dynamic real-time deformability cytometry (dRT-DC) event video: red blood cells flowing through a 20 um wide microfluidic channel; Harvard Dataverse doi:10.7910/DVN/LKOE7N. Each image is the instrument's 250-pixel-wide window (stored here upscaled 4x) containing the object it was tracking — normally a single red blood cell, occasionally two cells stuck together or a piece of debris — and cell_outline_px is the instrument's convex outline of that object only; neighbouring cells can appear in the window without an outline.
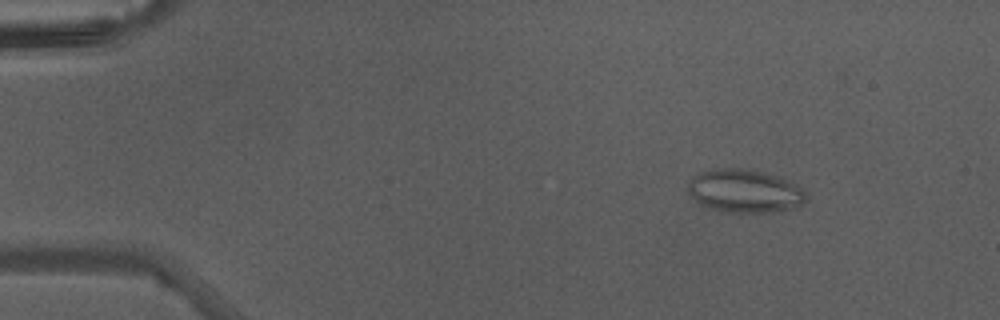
{"species": "Egyptian fruit bat (a non-hibernating species)", "species_latin": "Rousettus aegyptiacus", "temperature_condition": "warm", "stored_images_in_passage": 46, "camera_frame_rate_fps": 3000, "um_per_image_px": 0.085, "animal": {"sex": "male"}, "frame": {"image": 1, "passage_image": 7, "time_ms": 2.0, "image_size_px": [1000, 320], "cell_outline_px": [[808, 200], [796, 208], [772, 212], [728, 212], [708, 208], [696, 200], [688, 192], [688, 180], [692, 176], [700, 172], [720, 168], [744, 168], [776, 176], [800, 188], [808, 196]], "centroid_in_image_um": [63.27, 16.25], "position_along_channel_um": 21.7, "area_um2": 29.54}}
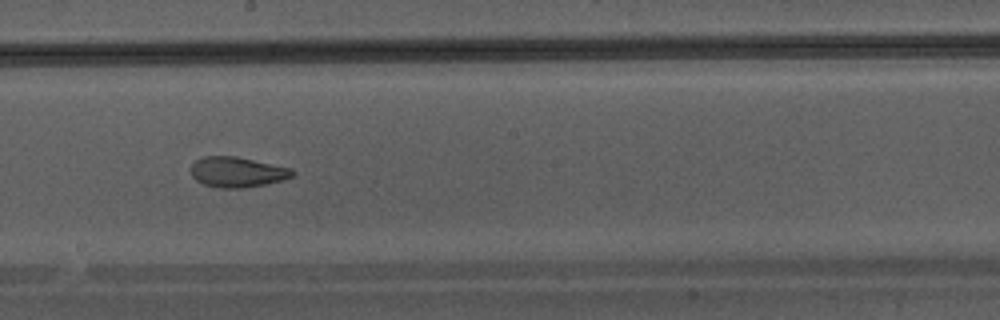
{"frame": {"image": 2, "passage_image": 27, "time_ms": 8.667, "image_size_px": [1000, 320], "cell_outline_px": [[296, 172], [292, 176], [280, 180], [264, 184], [244, 188], [220, 188], [204, 184], [196, 180], [192, 176], [192, 164], [196, 160], [204, 156], [236, 156], [292, 168]], "centroid_in_image_um": [20.16, 14.62], "position_along_channel_um": 228.0, "area_um2": 17.8}}